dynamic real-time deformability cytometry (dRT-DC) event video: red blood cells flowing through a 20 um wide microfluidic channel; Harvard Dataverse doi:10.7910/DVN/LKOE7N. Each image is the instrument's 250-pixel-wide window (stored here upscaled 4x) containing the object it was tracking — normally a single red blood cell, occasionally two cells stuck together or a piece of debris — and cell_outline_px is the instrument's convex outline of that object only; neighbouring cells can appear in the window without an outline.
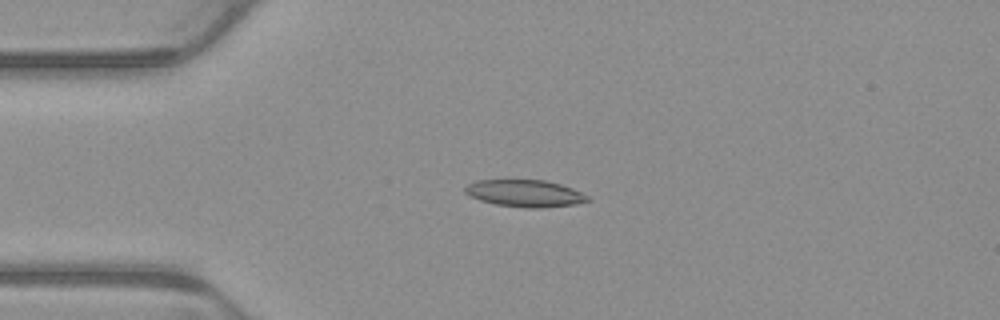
{"species": "common noctule bat (a hibernating species)", "species_latin": "Nyctalus noctula", "temperature_condition": "warm", "stored_images_in_passage": 7, "camera_frame_rate_fps": 3000, "um_per_image_px": 0.085, "animal": {"sex": "male", "body_mass_g": 23.1, "forearm_length_mm": 52.7}, "frame": {"image": 1, "passage_image": 4, "time_ms": 1.0, "image_size_px": [1000, 320], "cell_outline_px": [[592, 200], [572, 204], [544, 208], [524, 208], [496, 204], [480, 200], [464, 192], [464, 188], [468, 184], [476, 180], [544, 180], [560, 184], [572, 188], [588, 196]], "centroid_in_image_um": [44.61, 16.43], "position_along_channel_um": 40.4, "area_um2": 19.19}}
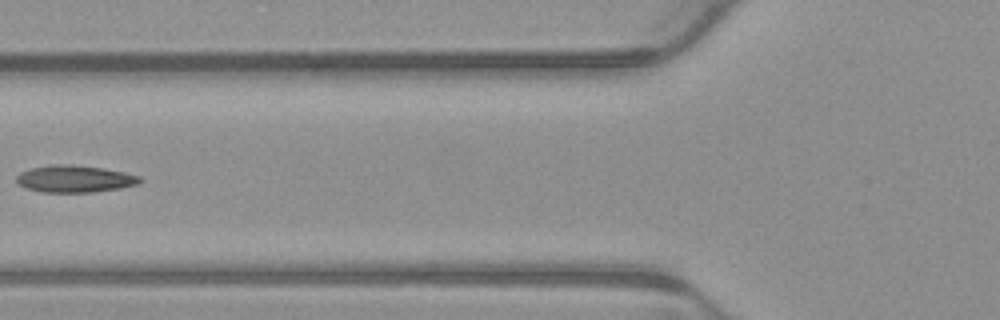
{"frame": {"image": 2, "passage_image": 6, "time_ms": 1.667, "image_size_px": [1000, 320], "cell_outline_px": [[144, 180], [140, 184], [120, 188], [92, 192], [40, 192], [28, 188], [20, 184], [16, 180], [16, 176], [20, 172], [32, 168], [52, 164], [72, 164], [100, 168], [124, 172], [140, 176]], "centroid_in_image_um": [6.38, 15.2], "position_along_channel_um": 119.4, "area_um2": 19.42}}
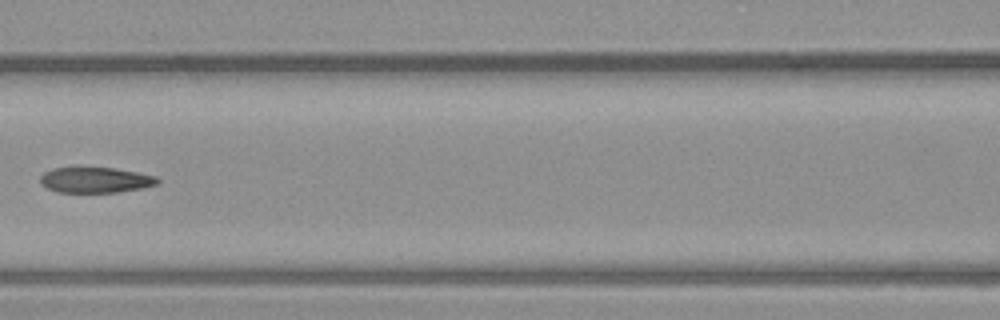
{"frame": {"image": 3, "passage_image": 7, "time_ms": 2.0, "image_size_px": [1000, 320], "cell_outline_px": [[160, 184], [144, 188], [116, 192], [56, 192], [40, 184], [40, 176], [44, 172], [52, 168], [112, 168], [140, 172], [156, 176], [160, 180]], "centroid_in_image_um": [8.15, 15.3], "position_along_channel_um": 158.4, "area_um2": 17.57}}